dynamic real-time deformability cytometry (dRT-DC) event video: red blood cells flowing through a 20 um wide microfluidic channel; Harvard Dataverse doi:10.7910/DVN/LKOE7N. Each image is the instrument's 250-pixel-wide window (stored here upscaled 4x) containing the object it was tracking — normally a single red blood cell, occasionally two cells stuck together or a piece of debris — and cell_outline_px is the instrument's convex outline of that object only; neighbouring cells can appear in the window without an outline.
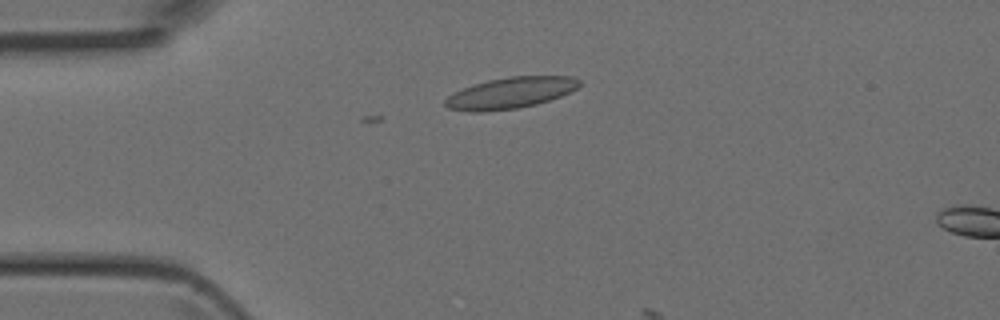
{"species": "Egyptian fruit bat (a non-hibernating species)", "species_latin": "Rousettus aegyptiacus", "temperature_condition": "room temperature", "stored_images_in_passage": 4, "camera_frame_rate_fps": 3000, "um_per_image_px": 0.085, "animal": {"sex": "female"}, "frame": {"image": 1, "passage_image": 3, "time_ms": 0.667, "image_size_px": [1000, 320], "cell_outline_px": [[580, 84], [576, 88], [560, 96], [536, 104], [516, 108], [480, 112], [468, 112], [448, 108], [444, 104], [444, 100], [448, 96], [464, 88], [488, 80], [508, 76], [572, 76], [580, 80]], "centroid_in_image_um": [43.37, 7.89], "position_along_channel_um": 41.6, "area_um2": 24.1}}